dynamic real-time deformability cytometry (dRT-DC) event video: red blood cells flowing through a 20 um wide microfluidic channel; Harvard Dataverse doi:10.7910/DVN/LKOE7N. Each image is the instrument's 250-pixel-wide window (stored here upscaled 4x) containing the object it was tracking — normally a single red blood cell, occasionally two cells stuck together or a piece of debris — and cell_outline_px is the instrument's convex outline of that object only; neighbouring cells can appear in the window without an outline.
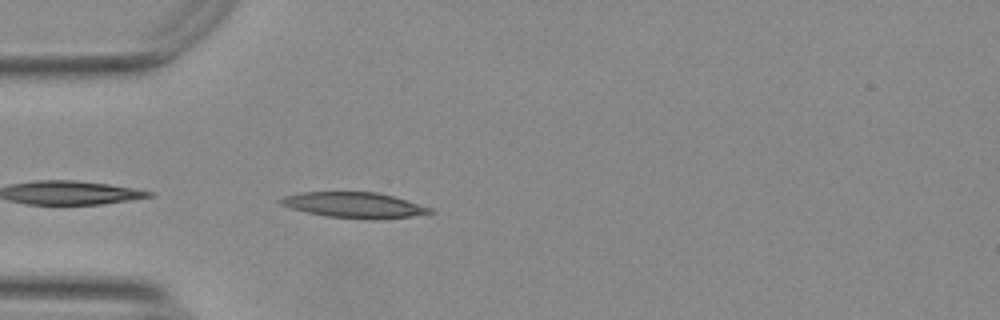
{"species": "Egyptian fruit bat (a non-hibernating species)", "species_latin": "Rousettus aegyptiacus", "temperature_condition": "warm", "stored_images_in_passage": 11, "camera_frame_rate_fps": 3000, "um_per_image_px": 0.085, "animal": {"sex": "female"}, "frame": {"image": 1, "passage_image": 2, "time_ms": 0.333, "image_size_px": [1000, 320], "cell_outline_px": [[436, 212], [412, 216], [368, 220], [328, 216], [308, 212], [292, 208], [280, 204], [276, 200], [284, 196], [300, 192], [376, 192], [392, 196], [432, 208]], "centroid_in_image_um": [30.09, 17.43], "position_along_channel_um": 54.9, "area_um2": 22.14}}
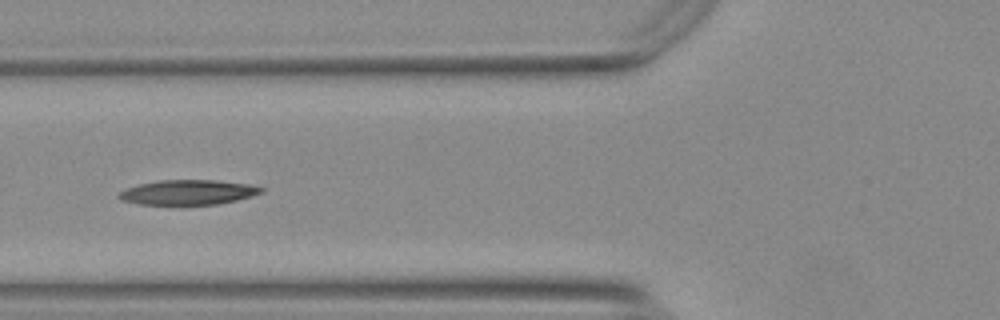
{"frame": {"image": 2, "passage_image": 7, "time_ms": 2.0, "image_size_px": [1000, 320], "cell_outline_px": [[264, 192], [252, 196], [236, 200], [216, 204], [184, 208], [176, 208], [140, 204], [120, 200], [116, 196], [124, 188], [140, 184], [160, 180], [216, 180], [248, 184], [264, 188]], "centroid_in_image_um": [15.92, 16.4], "position_along_channel_um": 109.9, "area_um2": 21.73}}